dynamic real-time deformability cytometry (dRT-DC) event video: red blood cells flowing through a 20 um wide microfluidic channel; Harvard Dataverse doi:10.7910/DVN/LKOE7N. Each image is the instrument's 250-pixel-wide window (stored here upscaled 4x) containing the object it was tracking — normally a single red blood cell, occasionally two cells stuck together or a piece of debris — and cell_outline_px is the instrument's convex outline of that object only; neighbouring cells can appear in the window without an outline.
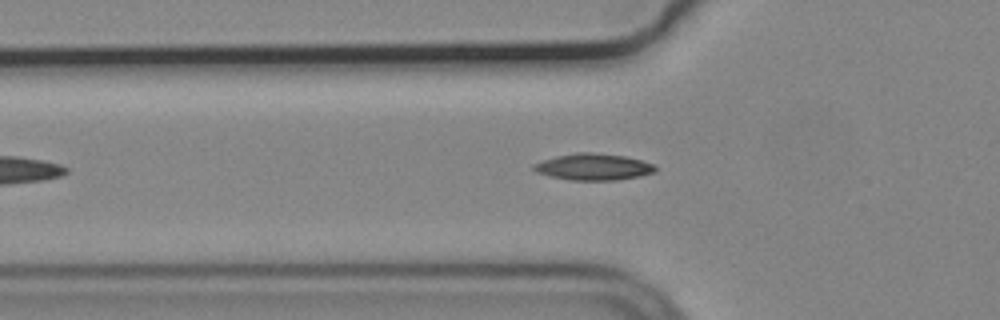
{"species": "common noctule bat (a hibernating species)", "species_latin": "Nyctalus noctula", "temperature_condition": "cold", "stored_images_in_passage": 44, "camera_frame_rate_fps": 3000, "um_per_image_px": 0.085, "animal": {"sex": "male", "body_mass_g": 19.2, "forearm_length_mm": 51.8}, "frame": {"image": 1, "passage_image": 9, "time_ms": 2.667, "image_size_px": [1000, 320], "cell_outline_px": [[656, 172], [640, 176], [616, 180], [568, 180], [536, 172], [532, 168], [532, 164], [556, 156], [576, 152], [592, 152], [624, 156], [640, 160], [652, 164], [656, 168]], "centroid_in_image_um": [50.42, 14.18], "position_along_channel_um": 75.4, "area_um2": 18.73}}
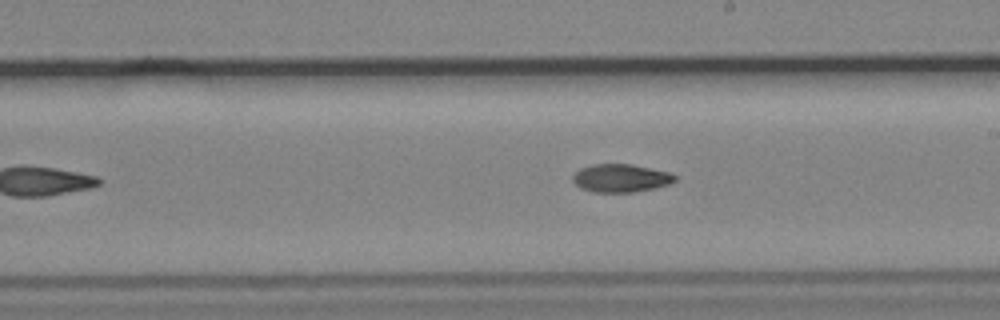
{"frame": {"image": 2, "passage_image": 22, "time_ms": 7.0, "image_size_px": [1000, 320], "cell_outline_px": [[676, 180], [668, 184], [652, 188], [632, 192], [592, 192], [580, 188], [572, 180], [572, 176], [580, 168], [592, 164], [632, 164], [668, 172], [676, 176]], "centroid_in_image_um": [52.72, 15.13], "position_along_channel_um": 236.3, "area_um2": 16.59}}
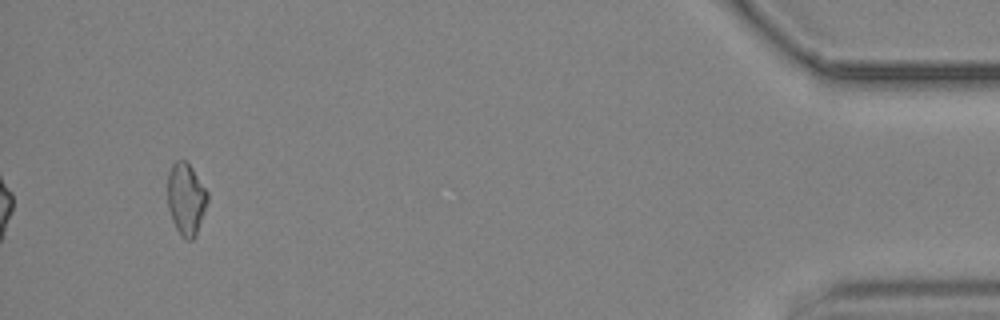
{"frame": {"image": 3, "passage_image": 43, "time_ms": 14.0, "image_size_px": [1000, 320], "cell_outline_px": [[208, 200], [196, 236], [192, 240], [184, 240], [180, 236], [172, 220], [168, 208], [168, 172], [172, 164], [176, 160], [184, 160], [192, 168], [208, 192]], "centroid_in_image_um": [15.81, 16.94], "position_along_channel_um": 419.4, "area_um2": 16.82}}